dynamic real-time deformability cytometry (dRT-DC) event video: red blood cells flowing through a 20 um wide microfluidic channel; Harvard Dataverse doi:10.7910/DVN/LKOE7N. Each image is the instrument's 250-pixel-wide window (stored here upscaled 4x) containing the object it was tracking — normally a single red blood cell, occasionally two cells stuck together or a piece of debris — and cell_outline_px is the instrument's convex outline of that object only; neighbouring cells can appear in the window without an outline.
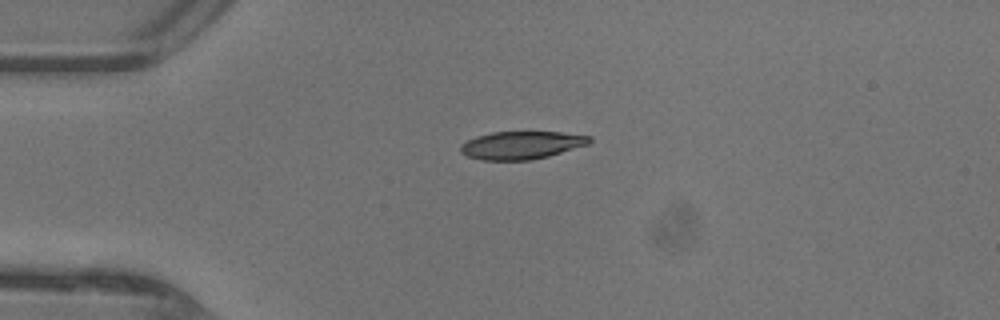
{"species": "common noctule bat (a hibernating species)", "species_latin": "Nyctalus noctula", "temperature_condition": "warm", "stored_images_in_passage": 30, "camera_frame_rate_fps": 3000, "um_per_image_px": 0.085, "animal": {"sex": "female"}, "frame": {"image": 1, "passage_image": 1, "time_ms": 0.0, "image_size_px": [1000, 320], "cell_outline_px": [[592, 140], [588, 144], [548, 156], [532, 160], [480, 160], [468, 156], [460, 152], [460, 144], [476, 136], [492, 132], [560, 132], [592, 136]], "centroid_in_image_um": [44.31, 12.34], "position_along_channel_um": 40.7, "area_um2": 20.92}}
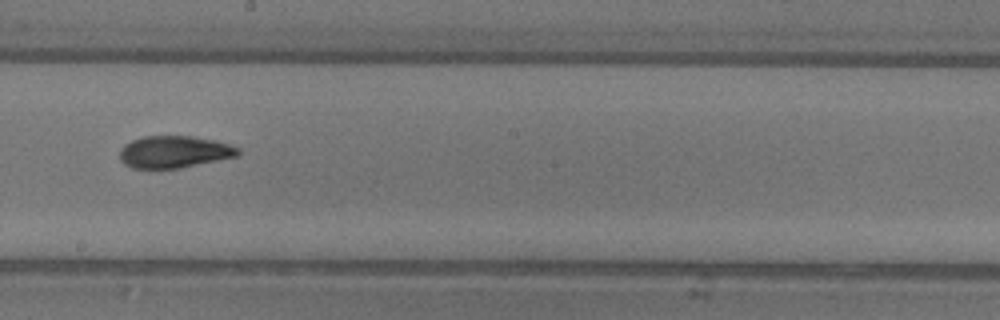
{"frame": {"image": 2, "passage_image": 16, "time_ms": 5.0, "image_size_px": [1000, 320], "cell_outline_px": [[240, 156], [180, 168], [132, 168], [124, 164], [120, 160], [120, 148], [124, 144], [132, 140], [144, 136], [192, 136], [216, 140], [240, 148]], "centroid_in_image_um": [14.83, 12.91], "position_along_channel_um": 233.4, "area_um2": 22.31}}
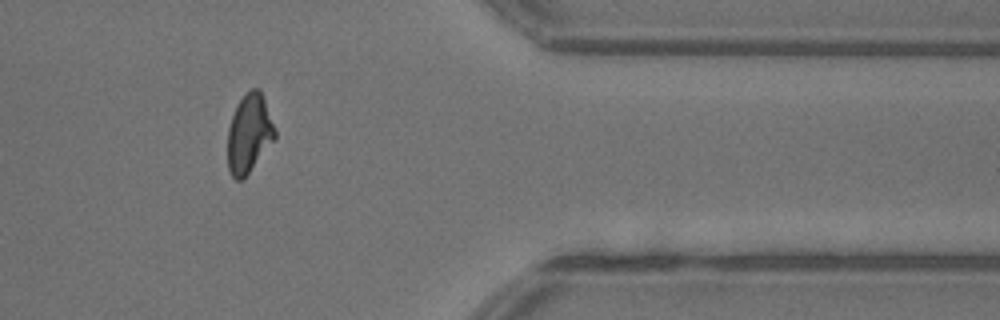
{"frame": {"image": 3, "passage_image": 28, "time_ms": 9.0, "image_size_px": [1000, 320], "cell_outline_px": [[276, 136], [244, 180], [236, 180], [232, 176], [228, 168], [228, 128], [232, 116], [240, 100], [252, 88], [260, 88], [276, 132]], "centroid_in_image_um": [21.16, 11.39], "position_along_channel_um": 390.2, "area_um2": 21.33}, "authors_computed_cell_mechanics": {"area_um2": 22.3108, "velocity_mm_per_s": 4.4493, "shape_relaxation_time_tau1_ms": 4.4596, "shape_relaxation_time_tau2_ms": 1.4799, "deformation_change_tau1": 0.1675, "deformation_change_tau2": 0.0699}}